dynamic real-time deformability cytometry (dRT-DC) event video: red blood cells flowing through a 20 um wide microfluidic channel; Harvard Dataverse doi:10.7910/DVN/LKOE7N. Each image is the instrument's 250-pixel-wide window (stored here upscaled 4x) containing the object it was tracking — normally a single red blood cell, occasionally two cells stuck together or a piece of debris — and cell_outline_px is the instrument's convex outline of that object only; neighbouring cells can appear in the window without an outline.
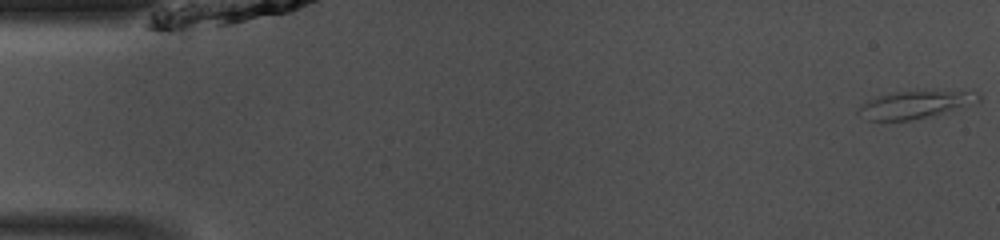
{"species": "common noctule bat (a hibernating species)", "species_latin": "Nyctalus noctula", "temperature_condition": "room temperature", "stored_images_in_passage": 48, "camera_frame_rate_fps": 3000, "um_per_image_px": 0.085, "animal": {"sex": "male", "body_mass_g": 13.0, "forearm_length_mm": 53.1}, "frame": {"image": 1, "passage_image": 1, "time_ms": 0.0, "image_size_px": [1000, 240], "cell_outline_px": [[980, 100], [936, 116], [912, 120], [868, 120], [856, 112], [860, 104], [876, 96], [896, 92], [980, 92]], "centroid_in_image_um": [77.72, 8.92], "position_along_channel_um": 7.3, "area_um2": 18.9}}
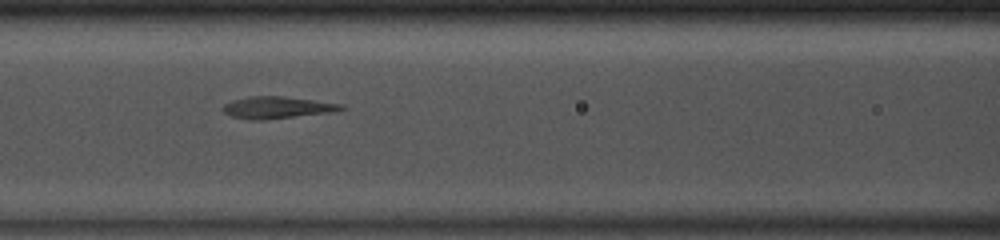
{"frame": {"image": 2, "passage_image": 20, "time_ms": 6.333, "image_size_px": [1000, 240], "cell_outline_px": [[348, 108], [332, 112], [264, 120], [252, 120], [232, 116], [224, 112], [224, 104], [232, 100], [248, 96], [284, 96], [344, 104]], "centroid_in_image_um": [23.6, 9.13], "position_along_channel_um": 143.0, "area_um2": 15.14}}
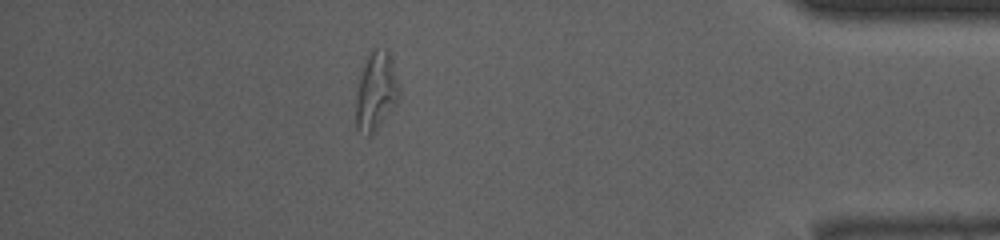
{"frame": {"image": 3, "passage_image": 42, "time_ms": 13.667, "image_size_px": [1000, 240], "cell_outline_px": [[400, 96], [396, 104], [372, 136], [368, 136], [356, 132], [356, 92], [364, 60], [368, 52], [372, 48], [388, 48], [392, 52], [400, 88]], "centroid_in_image_um": [31.98, 7.71], "position_along_channel_um": 403.2, "area_um2": 20.75}}